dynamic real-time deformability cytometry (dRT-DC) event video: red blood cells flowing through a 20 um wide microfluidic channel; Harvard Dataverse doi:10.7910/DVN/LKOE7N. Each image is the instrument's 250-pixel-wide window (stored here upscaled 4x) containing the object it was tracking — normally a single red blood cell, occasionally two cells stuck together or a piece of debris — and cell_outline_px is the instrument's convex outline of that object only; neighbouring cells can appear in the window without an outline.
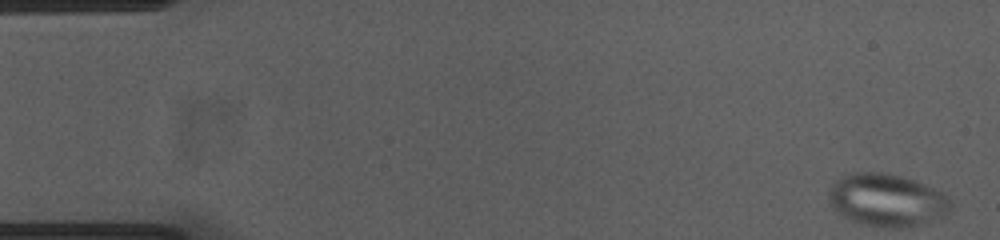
{"species": "common noctule bat (a hibernating species)", "species_latin": "Nyctalus noctula", "temperature_condition": "cold", "stored_images_in_passage": 54, "camera_frame_rate_fps": 3000, "um_per_image_px": 0.085, "animal": {"sex": "female", "body_mass_g": 23.0, "forearm_length_mm": 53.4}, "frame": {"image": 1, "passage_image": 1, "time_ms": 0.0, "image_size_px": [1000, 240], "cell_outline_px": [[952, 208], [944, 216], [916, 224], [868, 224], [852, 220], [844, 216], [828, 200], [828, 196], [832, 184], [836, 180], [844, 176], [856, 172], [880, 172], [900, 176], [916, 180], [944, 192], [952, 204]], "centroid_in_image_um": [75.41, 16.93], "position_along_channel_um": 9.6, "area_um2": 36.01}}
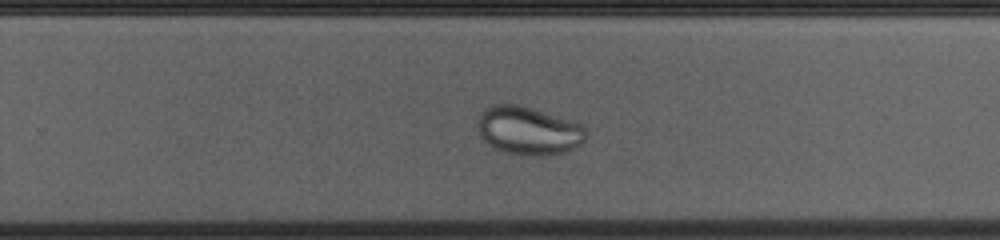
{"frame": {"image": 2, "passage_image": 34, "time_ms": 11.0, "image_size_px": [1000, 240], "cell_outline_px": [[584, 140], [580, 144], [564, 152], [508, 152], [496, 148], [488, 144], [480, 136], [476, 128], [476, 124], [484, 108], [492, 104], [520, 104], [576, 120], [584, 128]], "centroid_in_image_um": [44.88, 11.01], "position_along_channel_um": 284.9, "area_um2": 29.71}}
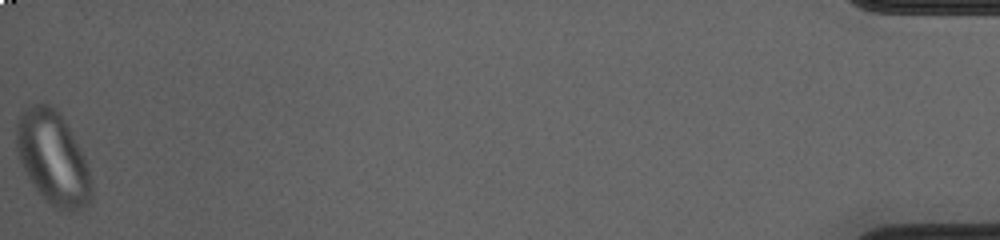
{"frame": {"image": 3, "passage_image": 54, "time_ms": 17.667, "image_size_px": [1000, 240], "cell_outline_px": [[92, 192], [88, 200], [80, 208], [56, 208], [36, 188], [28, 176], [20, 160], [16, 140], [16, 128], [20, 116], [32, 104], [48, 104], [60, 112], [84, 160], [88, 172], [92, 188]], "centroid_in_image_um": [4.46, 13.38], "position_along_channel_um": 430.7, "area_um2": 38.67}}